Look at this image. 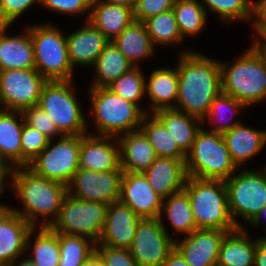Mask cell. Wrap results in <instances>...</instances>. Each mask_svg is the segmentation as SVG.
<instances>
[{
    "instance_id": "31",
    "label": "cell",
    "mask_w": 266,
    "mask_h": 266,
    "mask_svg": "<svg viewBox=\"0 0 266 266\" xmlns=\"http://www.w3.org/2000/svg\"><path fill=\"white\" fill-rule=\"evenodd\" d=\"M153 115L175 139L178 147L187 154L197 132L202 128V120L175 108L162 109L154 112Z\"/></svg>"
},
{
    "instance_id": "43",
    "label": "cell",
    "mask_w": 266,
    "mask_h": 266,
    "mask_svg": "<svg viewBox=\"0 0 266 266\" xmlns=\"http://www.w3.org/2000/svg\"><path fill=\"white\" fill-rule=\"evenodd\" d=\"M24 123L42 134H44L49 140H53L63 135L58 131L54 121L50 118V115L42 110L39 106H32L25 108L21 111Z\"/></svg>"
},
{
    "instance_id": "20",
    "label": "cell",
    "mask_w": 266,
    "mask_h": 266,
    "mask_svg": "<svg viewBox=\"0 0 266 266\" xmlns=\"http://www.w3.org/2000/svg\"><path fill=\"white\" fill-rule=\"evenodd\" d=\"M66 42L69 61L76 70L77 67L91 69L109 40L87 20L75 31L66 33Z\"/></svg>"
},
{
    "instance_id": "1",
    "label": "cell",
    "mask_w": 266,
    "mask_h": 266,
    "mask_svg": "<svg viewBox=\"0 0 266 266\" xmlns=\"http://www.w3.org/2000/svg\"><path fill=\"white\" fill-rule=\"evenodd\" d=\"M180 53V54H179ZM174 64L178 71V97L175 109L203 119L221 92L218 59L193 48L184 47Z\"/></svg>"
},
{
    "instance_id": "22",
    "label": "cell",
    "mask_w": 266,
    "mask_h": 266,
    "mask_svg": "<svg viewBox=\"0 0 266 266\" xmlns=\"http://www.w3.org/2000/svg\"><path fill=\"white\" fill-rule=\"evenodd\" d=\"M223 138L237 168H247V162L249 165L266 148V129L254 128L244 121L224 133Z\"/></svg>"
},
{
    "instance_id": "46",
    "label": "cell",
    "mask_w": 266,
    "mask_h": 266,
    "mask_svg": "<svg viewBox=\"0 0 266 266\" xmlns=\"http://www.w3.org/2000/svg\"><path fill=\"white\" fill-rule=\"evenodd\" d=\"M1 4L6 19L14 25L31 7L39 6L41 0H1Z\"/></svg>"
},
{
    "instance_id": "14",
    "label": "cell",
    "mask_w": 266,
    "mask_h": 266,
    "mask_svg": "<svg viewBox=\"0 0 266 266\" xmlns=\"http://www.w3.org/2000/svg\"><path fill=\"white\" fill-rule=\"evenodd\" d=\"M123 170L102 172L79 168L67 186V192L80 200L111 204L120 197Z\"/></svg>"
},
{
    "instance_id": "42",
    "label": "cell",
    "mask_w": 266,
    "mask_h": 266,
    "mask_svg": "<svg viewBox=\"0 0 266 266\" xmlns=\"http://www.w3.org/2000/svg\"><path fill=\"white\" fill-rule=\"evenodd\" d=\"M92 0H41L40 7L48 12L58 13L69 17L79 18L84 16V21L89 20ZM86 14V15H85Z\"/></svg>"
},
{
    "instance_id": "13",
    "label": "cell",
    "mask_w": 266,
    "mask_h": 266,
    "mask_svg": "<svg viewBox=\"0 0 266 266\" xmlns=\"http://www.w3.org/2000/svg\"><path fill=\"white\" fill-rule=\"evenodd\" d=\"M175 240L162 227L159 218L140 219L129 251L138 266H163Z\"/></svg>"
},
{
    "instance_id": "24",
    "label": "cell",
    "mask_w": 266,
    "mask_h": 266,
    "mask_svg": "<svg viewBox=\"0 0 266 266\" xmlns=\"http://www.w3.org/2000/svg\"><path fill=\"white\" fill-rule=\"evenodd\" d=\"M23 27L16 35L8 33L12 27L0 31V71L35 68L32 38Z\"/></svg>"
},
{
    "instance_id": "33",
    "label": "cell",
    "mask_w": 266,
    "mask_h": 266,
    "mask_svg": "<svg viewBox=\"0 0 266 266\" xmlns=\"http://www.w3.org/2000/svg\"><path fill=\"white\" fill-rule=\"evenodd\" d=\"M133 67L117 46L109 41L92 67L94 73L88 88H107Z\"/></svg>"
},
{
    "instance_id": "26",
    "label": "cell",
    "mask_w": 266,
    "mask_h": 266,
    "mask_svg": "<svg viewBox=\"0 0 266 266\" xmlns=\"http://www.w3.org/2000/svg\"><path fill=\"white\" fill-rule=\"evenodd\" d=\"M123 172L143 173L157 158L148 138L139 129L117 137Z\"/></svg>"
},
{
    "instance_id": "32",
    "label": "cell",
    "mask_w": 266,
    "mask_h": 266,
    "mask_svg": "<svg viewBox=\"0 0 266 266\" xmlns=\"http://www.w3.org/2000/svg\"><path fill=\"white\" fill-rule=\"evenodd\" d=\"M246 109L248 108L243 103L231 95L220 92L211 103L207 115L202 119V127L207 131L223 135L243 122L238 115L241 112L244 113L243 111L246 112Z\"/></svg>"
},
{
    "instance_id": "6",
    "label": "cell",
    "mask_w": 266,
    "mask_h": 266,
    "mask_svg": "<svg viewBox=\"0 0 266 266\" xmlns=\"http://www.w3.org/2000/svg\"><path fill=\"white\" fill-rule=\"evenodd\" d=\"M25 24L34 50L35 69L47 80H74L76 72L69 61L66 34L55 22Z\"/></svg>"
},
{
    "instance_id": "39",
    "label": "cell",
    "mask_w": 266,
    "mask_h": 266,
    "mask_svg": "<svg viewBox=\"0 0 266 266\" xmlns=\"http://www.w3.org/2000/svg\"><path fill=\"white\" fill-rule=\"evenodd\" d=\"M59 266H83L95 253L96 243L83 236L59 233Z\"/></svg>"
},
{
    "instance_id": "50",
    "label": "cell",
    "mask_w": 266,
    "mask_h": 266,
    "mask_svg": "<svg viewBox=\"0 0 266 266\" xmlns=\"http://www.w3.org/2000/svg\"><path fill=\"white\" fill-rule=\"evenodd\" d=\"M264 224V226L262 225ZM250 228L252 227L254 230L257 229L258 232L260 227L264 230L263 234L255 235L260 238H266V205L260 210V212L255 216V218L249 223Z\"/></svg>"
},
{
    "instance_id": "30",
    "label": "cell",
    "mask_w": 266,
    "mask_h": 266,
    "mask_svg": "<svg viewBox=\"0 0 266 266\" xmlns=\"http://www.w3.org/2000/svg\"><path fill=\"white\" fill-rule=\"evenodd\" d=\"M134 20V10L125 5L91 2L89 22L113 41Z\"/></svg>"
},
{
    "instance_id": "34",
    "label": "cell",
    "mask_w": 266,
    "mask_h": 266,
    "mask_svg": "<svg viewBox=\"0 0 266 266\" xmlns=\"http://www.w3.org/2000/svg\"><path fill=\"white\" fill-rule=\"evenodd\" d=\"M25 255L37 266H59V233L49 227H33L27 236Z\"/></svg>"
},
{
    "instance_id": "15",
    "label": "cell",
    "mask_w": 266,
    "mask_h": 266,
    "mask_svg": "<svg viewBox=\"0 0 266 266\" xmlns=\"http://www.w3.org/2000/svg\"><path fill=\"white\" fill-rule=\"evenodd\" d=\"M119 200L141 219L159 218L163 204L143 173L123 172Z\"/></svg>"
},
{
    "instance_id": "48",
    "label": "cell",
    "mask_w": 266,
    "mask_h": 266,
    "mask_svg": "<svg viewBox=\"0 0 266 266\" xmlns=\"http://www.w3.org/2000/svg\"><path fill=\"white\" fill-rule=\"evenodd\" d=\"M251 46L263 56H266V29H251Z\"/></svg>"
},
{
    "instance_id": "2",
    "label": "cell",
    "mask_w": 266,
    "mask_h": 266,
    "mask_svg": "<svg viewBox=\"0 0 266 266\" xmlns=\"http://www.w3.org/2000/svg\"><path fill=\"white\" fill-rule=\"evenodd\" d=\"M9 190L20 202L10 205L33 227H49L58 217L63 198L68 193L63 183L36 175L28 167L11 170Z\"/></svg>"
},
{
    "instance_id": "56",
    "label": "cell",
    "mask_w": 266,
    "mask_h": 266,
    "mask_svg": "<svg viewBox=\"0 0 266 266\" xmlns=\"http://www.w3.org/2000/svg\"><path fill=\"white\" fill-rule=\"evenodd\" d=\"M12 24L6 19L3 9H2V4L0 0V31L5 30L7 28H11Z\"/></svg>"
},
{
    "instance_id": "11",
    "label": "cell",
    "mask_w": 266,
    "mask_h": 266,
    "mask_svg": "<svg viewBox=\"0 0 266 266\" xmlns=\"http://www.w3.org/2000/svg\"><path fill=\"white\" fill-rule=\"evenodd\" d=\"M81 135L49 140L47 147L30 162L36 175L68 186L79 169Z\"/></svg>"
},
{
    "instance_id": "38",
    "label": "cell",
    "mask_w": 266,
    "mask_h": 266,
    "mask_svg": "<svg viewBox=\"0 0 266 266\" xmlns=\"http://www.w3.org/2000/svg\"><path fill=\"white\" fill-rule=\"evenodd\" d=\"M208 15H217L221 24L232 26L233 23L250 25L253 0H199Z\"/></svg>"
},
{
    "instance_id": "17",
    "label": "cell",
    "mask_w": 266,
    "mask_h": 266,
    "mask_svg": "<svg viewBox=\"0 0 266 266\" xmlns=\"http://www.w3.org/2000/svg\"><path fill=\"white\" fill-rule=\"evenodd\" d=\"M33 226L19 214L11 211L9 204L0 201V266H7L25 255L26 240Z\"/></svg>"
},
{
    "instance_id": "3",
    "label": "cell",
    "mask_w": 266,
    "mask_h": 266,
    "mask_svg": "<svg viewBox=\"0 0 266 266\" xmlns=\"http://www.w3.org/2000/svg\"><path fill=\"white\" fill-rule=\"evenodd\" d=\"M86 90L87 101L90 104L87 114L89 134L118 137L140 129L146 113L137 104L124 100L109 88H86ZM92 126L94 129L90 130Z\"/></svg>"
},
{
    "instance_id": "53",
    "label": "cell",
    "mask_w": 266,
    "mask_h": 266,
    "mask_svg": "<svg viewBox=\"0 0 266 266\" xmlns=\"http://www.w3.org/2000/svg\"><path fill=\"white\" fill-rule=\"evenodd\" d=\"M92 2L113 3L118 5H125L134 10L137 0H92Z\"/></svg>"
},
{
    "instance_id": "49",
    "label": "cell",
    "mask_w": 266,
    "mask_h": 266,
    "mask_svg": "<svg viewBox=\"0 0 266 266\" xmlns=\"http://www.w3.org/2000/svg\"><path fill=\"white\" fill-rule=\"evenodd\" d=\"M11 170L10 166L0 157V198L5 196L6 191H9Z\"/></svg>"
},
{
    "instance_id": "55",
    "label": "cell",
    "mask_w": 266,
    "mask_h": 266,
    "mask_svg": "<svg viewBox=\"0 0 266 266\" xmlns=\"http://www.w3.org/2000/svg\"><path fill=\"white\" fill-rule=\"evenodd\" d=\"M83 266H106L100 256L95 252L83 264Z\"/></svg>"
},
{
    "instance_id": "28",
    "label": "cell",
    "mask_w": 266,
    "mask_h": 266,
    "mask_svg": "<svg viewBox=\"0 0 266 266\" xmlns=\"http://www.w3.org/2000/svg\"><path fill=\"white\" fill-rule=\"evenodd\" d=\"M112 42L134 67H140L143 61H150L151 58L153 61L158 50L153 45L145 24L137 20H133Z\"/></svg>"
},
{
    "instance_id": "16",
    "label": "cell",
    "mask_w": 266,
    "mask_h": 266,
    "mask_svg": "<svg viewBox=\"0 0 266 266\" xmlns=\"http://www.w3.org/2000/svg\"><path fill=\"white\" fill-rule=\"evenodd\" d=\"M227 231L196 229L175 240V248L190 266H216L222 239Z\"/></svg>"
},
{
    "instance_id": "29",
    "label": "cell",
    "mask_w": 266,
    "mask_h": 266,
    "mask_svg": "<svg viewBox=\"0 0 266 266\" xmlns=\"http://www.w3.org/2000/svg\"><path fill=\"white\" fill-rule=\"evenodd\" d=\"M23 125L21 111L0 109V157L11 169L22 167Z\"/></svg>"
},
{
    "instance_id": "35",
    "label": "cell",
    "mask_w": 266,
    "mask_h": 266,
    "mask_svg": "<svg viewBox=\"0 0 266 266\" xmlns=\"http://www.w3.org/2000/svg\"><path fill=\"white\" fill-rule=\"evenodd\" d=\"M173 12L184 40L199 37L208 26V17L199 0H175Z\"/></svg>"
},
{
    "instance_id": "27",
    "label": "cell",
    "mask_w": 266,
    "mask_h": 266,
    "mask_svg": "<svg viewBox=\"0 0 266 266\" xmlns=\"http://www.w3.org/2000/svg\"><path fill=\"white\" fill-rule=\"evenodd\" d=\"M253 236L247 226L228 232L222 239L216 266H254L256 246L262 238Z\"/></svg>"
},
{
    "instance_id": "25",
    "label": "cell",
    "mask_w": 266,
    "mask_h": 266,
    "mask_svg": "<svg viewBox=\"0 0 266 266\" xmlns=\"http://www.w3.org/2000/svg\"><path fill=\"white\" fill-rule=\"evenodd\" d=\"M159 220L162 227L174 240L180 238V235H182L181 237L190 235L197 229L191 203L184 190L163 198ZM168 228L172 231H169Z\"/></svg>"
},
{
    "instance_id": "40",
    "label": "cell",
    "mask_w": 266,
    "mask_h": 266,
    "mask_svg": "<svg viewBox=\"0 0 266 266\" xmlns=\"http://www.w3.org/2000/svg\"><path fill=\"white\" fill-rule=\"evenodd\" d=\"M142 67H133L118 79L112 82L109 88L114 94L121 96L124 100L137 104L145 113L143 99L145 98V74Z\"/></svg>"
},
{
    "instance_id": "8",
    "label": "cell",
    "mask_w": 266,
    "mask_h": 266,
    "mask_svg": "<svg viewBox=\"0 0 266 266\" xmlns=\"http://www.w3.org/2000/svg\"><path fill=\"white\" fill-rule=\"evenodd\" d=\"M188 177L228 180L238 168L232 162L222 134L201 128L185 159Z\"/></svg>"
},
{
    "instance_id": "54",
    "label": "cell",
    "mask_w": 266,
    "mask_h": 266,
    "mask_svg": "<svg viewBox=\"0 0 266 266\" xmlns=\"http://www.w3.org/2000/svg\"><path fill=\"white\" fill-rule=\"evenodd\" d=\"M7 266H37L28 256L23 255L15 259L12 263Z\"/></svg>"
},
{
    "instance_id": "18",
    "label": "cell",
    "mask_w": 266,
    "mask_h": 266,
    "mask_svg": "<svg viewBox=\"0 0 266 266\" xmlns=\"http://www.w3.org/2000/svg\"><path fill=\"white\" fill-rule=\"evenodd\" d=\"M140 219L129 206L120 200L114 201L108 205L104 227L96 245L129 249Z\"/></svg>"
},
{
    "instance_id": "44",
    "label": "cell",
    "mask_w": 266,
    "mask_h": 266,
    "mask_svg": "<svg viewBox=\"0 0 266 266\" xmlns=\"http://www.w3.org/2000/svg\"><path fill=\"white\" fill-rule=\"evenodd\" d=\"M95 252L100 256L106 266H138L129 249L96 245Z\"/></svg>"
},
{
    "instance_id": "7",
    "label": "cell",
    "mask_w": 266,
    "mask_h": 266,
    "mask_svg": "<svg viewBox=\"0 0 266 266\" xmlns=\"http://www.w3.org/2000/svg\"><path fill=\"white\" fill-rule=\"evenodd\" d=\"M75 83L74 80L47 81L37 104L50 115L58 131L65 136L88 133L87 114L81 105L83 101L77 97Z\"/></svg>"
},
{
    "instance_id": "4",
    "label": "cell",
    "mask_w": 266,
    "mask_h": 266,
    "mask_svg": "<svg viewBox=\"0 0 266 266\" xmlns=\"http://www.w3.org/2000/svg\"><path fill=\"white\" fill-rule=\"evenodd\" d=\"M245 50L231 62L219 59L221 92L231 95L249 109L266 102V65L264 56L251 45Z\"/></svg>"
},
{
    "instance_id": "45",
    "label": "cell",
    "mask_w": 266,
    "mask_h": 266,
    "mask_svg": "<svg viewBox=\"0 0 266 266\" xmlns=\"http://www.w3.org/2000/svg\"><path fill=\"white\" fill-rule=\"evenodd\" d=\"M174 3L175 0H137L134 20L143 22L151 16L172 10Z\"/></svg>"
},
{
    "instance_id": "23",
    "label": "cell",
    "mask_w": 266,
    "mask_h": 266,
    "mask_svg": "<svg viewBox=\"0 0 266 266\" xmlns=\"http://www.w3.org/2000/svg\"><path fill=\"white\" fill-rule=\"evenodd\" d=\"M143 174L163 198L183 191L188 178L185 160L166 157H157Z\"/></svg>"
},
{
    "instance_id": "19",
    "label": "cell",
    "mask_w": 266,
    "mask_h": 266,
    "mask_svg": "<svg viewBox=\"0 0 266 266\" xmlns=\"http://www.w3.org/2000/svg\"><path fill=\"white\" fill-rule=\"evenodd\" d=\"M121 167L117 137L81 135L79 168L108 172Z\"/></svg>"
},
{
    "instance_id": "12",
    "label": "cell",
    "mask_w": 266,
    "mask_h": 266,
    "mask_svg": "<svg viewBox=\"0 0 266 266\" xmlns=\"http://www.w3.org/2000/svg\"><path fill=\"white\" fill-rule=\"evenodd\" d=\"M46 82L35 68L0 71V109L22 111L36 106Z\"/></svg>"
},
{
    "instance_id": "21",
    "label": "cell",
    "mask_w": 266,
    "mask_h": 266,
    "mask_svg": "<svg viewBox=\"0 0 266 266\" xmlns=\"http://www.w3.org/2000/svg\"><path fill=\"white\" fill-rule=\"evenodd\" d=\"M147 76L145 75L146 114H153L162 109L175 108L178 97L176 64L174 67H156Z\"/></svg>"
},
{
    "instance_id": "36",
    "label": "cell",
    "mask_w": 266,
    "mask_h": 266,
    "mask_svg": "<svg viewBox=\"0 0 266 266\" xmlns=\"http://www.w3.org/2000/svg\"><path fill=\"white\" fill-rule=\"evenodd\" d=\"M146 30L153 45L160 48L181 46L185 40L179 31L173 10L149 17L145 21Z\"/></svg>"
},
{
    "instance_id": "41",
    "label": "cell",
    "mask_w": 266,
    "mask_h": 266,
    "mask_svg": "<svg viewBox=\"0 0 266 266\" xmlns=\"http://www.w3.org/2000/svg\"><path fill=\"white\" fill-rule=\"evenodd\" d=\"M49 139L38 130L24 123L21 143H22V167H28L48 145Z\"/></svg>"
},
{
    "instance_id": "9",
    "label": "cell",
    "mask_w": 266,
    "mask_h": 266,
    "mask_svg": "<svg viewBox=\"0 0 266 266\" xmlns=\"http://www.w3.org/2000/svg\"><path fill=\"white\" fill-rule=\"evenodd\" d=\"M225 185L231 217L238 228H245L266 205V163L238 168Z\"/></svg>"
},
{
    "instance_id": "10",
    "label": "cell",
    "mask_w": 266,
    "mask_h": 266,
    "mask_svg": "<svg viewBox=\"0 0 266 266\" xmlns=\"http://www.w3.org/2000/svg\"><path fill=\"white\" fill-rule=\"evenodd\" d=\"M108 204L84 201L71 196L63 198L58 217L49 228L61 234L83 236L94 241L100 240Z\"/></svg>"
},
{
    "instance_id": "37",
    "label": "cell",
    "mask_w": 266,
    "mask_h": 266,
    "mask_svg": "<svg viewBox=\"0 0 266 266\" xmlns=\"http://www.w3.org/2000/svg\"><path fill=\"white\" fill-rule=\"evenodd\" d=\"M140 130L148 138L157 157L186 159V154L178 147L175 139L171 137L163 124L153 114L144 116Z\"/></svg>"
},
{
    "instance_id": "52",
    "label": "cell",
    "mask_w": 266,
    "mask_h": 266,
    "mask_svg": "<svg viewBox=\"0 0 266 266\" xmlns=\"http://www.w3.org/2000/svg\"><path fill=\"white\" fill-rule=\"evenodd\" d=\"M163 266H190L183 256L174 248L166 258Z\"/></svg>"
},
{
    "instance_id": "5",
    "label": "cell",
    "mask_w": 266,
    "mask_h": 266,
    "mask_svg": "<svg viewBox=\"0 0 266 266\" xmlns=\"http://www.w3.org/2000/svg\"><path fill=\"white\" fill-rule=\"evenodd\" d=\"M187 193L197 229H214L232 232L235 225L228 205L225 181L188 177Z\"/></svg>"
},
{
    "instance_id": "47",
    "label": "cell",
    "mask_w": 266,
    "mask_h": 266,
    "mask_svg": "<svg viewBox=\"0 0 266 266\" xmlns=\"http://www.w3.org/2000/svg\"><path fill=\"white\" fill-rule=\"evenodd\" d=\"M251 29H266V0H253Z\"/></svg>"
},
{
    "instance_id": "51",
    "label": "cell",
    "mask_w": 266,
    "mask_h": 266,
    "mask_svg": "<svg viewBox=\"0 0 266 266\" xmlns=\"http://www.w3.org/2000/svg\"><path fill=\"white\" fill-rule=\"evenodd\" d=\"M254 266H266V238H262L256 246Z\"/></svg>"
}]
</instances>
